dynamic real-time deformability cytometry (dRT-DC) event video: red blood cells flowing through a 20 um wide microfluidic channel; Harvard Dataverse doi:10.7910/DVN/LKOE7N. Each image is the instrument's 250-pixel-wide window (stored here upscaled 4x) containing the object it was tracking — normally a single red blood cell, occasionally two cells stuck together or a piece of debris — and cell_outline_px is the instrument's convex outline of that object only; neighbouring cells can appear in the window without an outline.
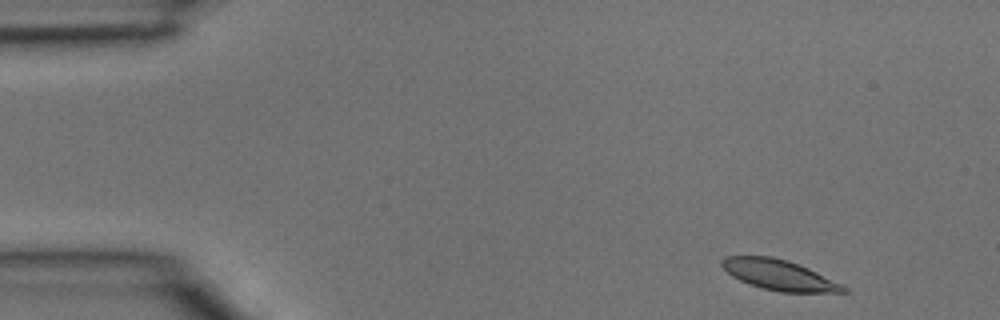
{"species": "common noctule bat (a hibernating species)", "species_latin": "Nyctalus noctula", "temperature_condition": "room temperature", "stored_images_in_passage": 3, "camera_frame_rate_fps": 3000, "um_per_image_px": 0.085, "animal": {"sex": "male", "body_mass_g": 15.6}, "frame": {"image": 1, "passage_image": 1, "time_ms": 0.0, "image_size_px": [1000, 320], "cell_outline_px": [[852, 292], [780, 292], [760, 288], [740, 280], [732, 276], [720, 264], [720, 260], [724, 256], [772, 256], [788, 260], [808, 268], [848, 288]], "centroid_in_image_um": [66.19, 23.37], "position_along_channel_um": 18.8, "area_um2": 21.39}}
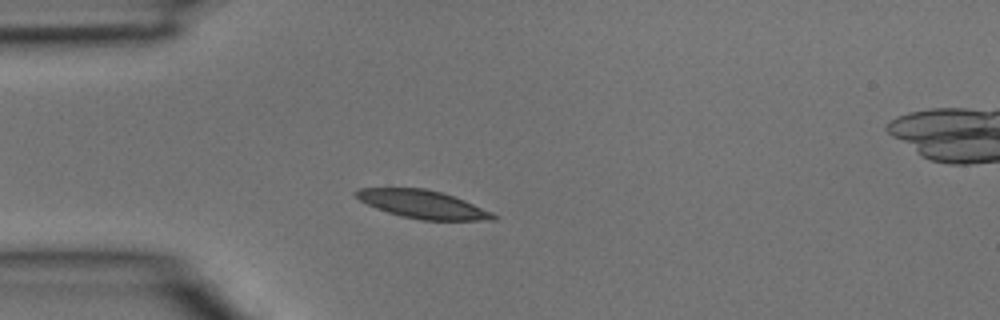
{"frame": {"image": 2, "passage_image": 3, "time_ms": 0.667, "image_size_px": [1000, 320], "cell_outline_px": [[500, 216], [496, 220], [424, 220], [400, 216], [376, 208], [360, 200], [352, 192], [356, 188], [424, 188], [440, 192], [464, 200], [492, 212]], "centroid_in_image_um": [35.93, 17.37], "position_along_channel_um": 49.1, "area_um2": 22.37}}